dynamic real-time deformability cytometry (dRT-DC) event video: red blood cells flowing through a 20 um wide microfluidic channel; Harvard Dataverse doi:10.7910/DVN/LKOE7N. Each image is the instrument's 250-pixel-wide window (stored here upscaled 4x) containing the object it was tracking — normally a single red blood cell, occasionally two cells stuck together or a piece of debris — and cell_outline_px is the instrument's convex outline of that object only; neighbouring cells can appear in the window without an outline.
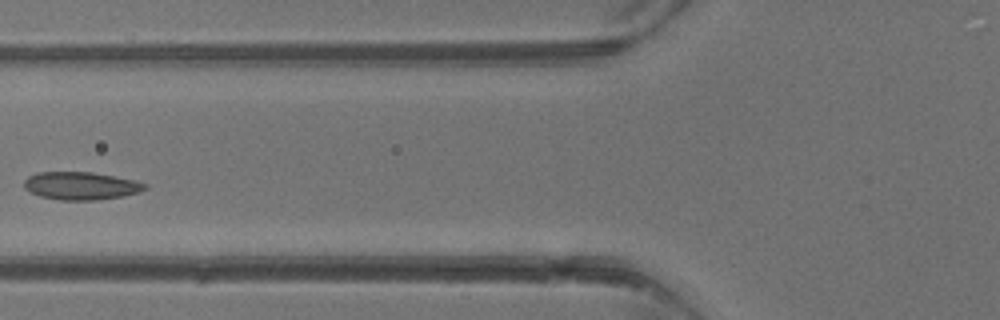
{"species": "common noctule bat (a hibernating species)", "species_latin": "Nyctalus noctula", "temperature_condition": "warm", "stored_images_in_passage": 3, "camera_frame_rate_fps": 3000, "um_per_image_px": 0.085, "animal": {"sex": "male", "body_mass_g": 13.3}, "frame": {"image": 1, "passage_image": 3, "time_ms": 2.333, "image_size_px": [1000, 320], "cell_outline_px": [[148, 188], [140, 192], [124, 196], [96, 200], [60, 200], [40, 196], [24, 188], [24, 180], [28, 176], [36, 172], [92, 172], [136, 180], [148, 184]], "centroid_in_image_um": [6.91, 15.79], "position_along_channel_um": 118.9, "area_um2": 19.77}}